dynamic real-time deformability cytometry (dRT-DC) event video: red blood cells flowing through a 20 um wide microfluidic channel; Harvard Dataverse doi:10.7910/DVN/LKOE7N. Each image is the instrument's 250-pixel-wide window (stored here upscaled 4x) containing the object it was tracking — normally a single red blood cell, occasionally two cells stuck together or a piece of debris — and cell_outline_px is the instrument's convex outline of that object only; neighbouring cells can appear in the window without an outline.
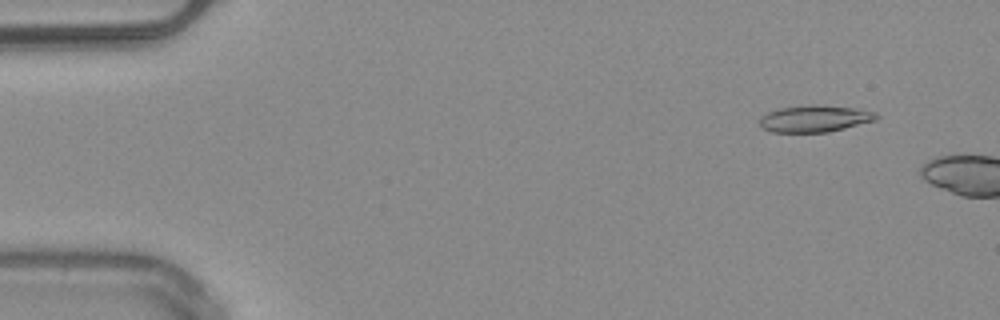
{"species": "common noctule bat (a hibernating species)", "species_latin": "Nyctalus noctula", "temperature_condition": "warm", "stored_images_in_passage": 11, "camera_frame_rate_fps": 3000, "um_per_image_px": 0.085, "animal": {"sex": "male", "body_mass_g": 20.4}, "frame": {"image": 1, "passage_image": 5, "time_ms": 1.333, "image_size_px": [1000, 320], "cell_outline_px": [[880, 116], [876, 120], [828, 132], [772, 132], [764, 128], [760, 124], [760, 116], [768, 112], [780, 108], [816, 104], [856, 108], [876, 112]], "centroid_in_image_um": [69.28, 10.08], "position_along_channel_um": 15.7, "area_um2": 18.15}}